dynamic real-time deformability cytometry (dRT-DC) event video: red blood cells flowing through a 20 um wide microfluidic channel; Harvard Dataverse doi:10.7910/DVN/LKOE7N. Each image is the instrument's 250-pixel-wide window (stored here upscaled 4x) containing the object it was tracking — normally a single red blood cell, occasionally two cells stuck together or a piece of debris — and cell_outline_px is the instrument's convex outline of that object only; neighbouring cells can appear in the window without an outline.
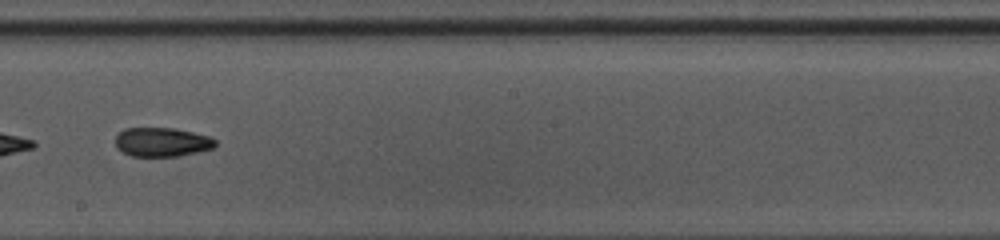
{"species": "common noctule bat (a hibernating species)", "species_latin": "Nyctalus noctula", "temperature_condition": "warm", "stored_images_in_passage": 35, "camera_frame_rate_fps": 3000, "um_per_image_px": 0.085, "animal": {"sex": "female", "body_mass_g": 10.0, "forearm_length_mm": 53.1}, "frame": {"image": 1, "passage_image": 16, "time_ms": 5.0, "image_size_px": [1000, 240], "cell_outline_px": [[216, 144], [212, 148], [180, 156], [132, 156], [116, 148], [116, 136], [124, 128], [176, 128], [208, 136], [216, 140]], "centroid_in_image_um": [13.75, 12.07], "position_along_channel_um": 234.4, "area_um2": 16.82}, "authors_computed_cell_mechanics": {"area_um2": 17.4556, "velocity_mm_per_s": 4.2625, "shape_relaxation_time_tau1_ms": null, "shape_relaxation_time_tau2_ms": 6.994, "deformation_change_tau1": null, "deformation_change_tau2": 0.1397}}